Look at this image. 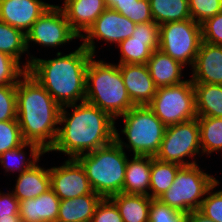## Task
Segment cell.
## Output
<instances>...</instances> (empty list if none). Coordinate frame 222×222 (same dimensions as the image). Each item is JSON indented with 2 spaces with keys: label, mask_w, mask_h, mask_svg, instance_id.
<instances>
[{
  "label": "cell",
  "mask_w": 222,
  "mask_h": 222,
  "mask_svg": "<svg viewBox=\"0 0 222 222\" xmlns=\"http://www.w3.org/2000/svg\"><path fill=\"white\" fill-rule=\"evenodd\" d=\"M197 116L222 118V85L193 83Z\"/></svg>",
  "instance_id": "27"
},
{
  "label": "cell",
  "mask_w": 222,
  "mask_h": 222,
  "mask_svg": "<svg viewBox=\"0 0 222 222\" xmlns=\"http://www.w3.org/2000/svg\"><path fill=\"white\" fill-rule=\"evenodd\" d=\"M202 157L200 129L197 118L166 127L163 140L155 158L181 166L197 164ZM192 159V160H190Z\"/></svg>",
  "instance_id": "8"
},
{
  "label": "cell",
  "mask_w": 222,
  "mask_h": 222,
  "mask_svg": "<svg viewBox=\"0 0 222 222\" xmlns=\"http://www.w3.org/2000/svg\"><path fill=\"white\" fill-rule=\"evenodd\" d=\"M201 42V25L193 19L159 25V50L185 67H193Z\"/></svg>",
  "instance_id": "9"
},
{
  "label": "cell",
  "mask_w": 222,
  "mask_h": 222,
  "mask_svg": "<svg viewBox=\"0 0 222 222\" xmlns=\"http://www.w3.org/2000/svg\"><path fill=\"white\" fill-rule=\"evenodd\" d=\"M190 70L192 83L222 85V46L202 41Z\"/></svg>",
  "instance_id": "17"
},
{
  "label": "cell",
  "mask_w": 222,
  "mask_h": 222,
  "mask_svg": "<svg viewBox=\"0 0 222 222\" xmlns=\"http://www.w3.org/2000/svg\"><path fill=\"white\" fill-rule=\"evenodd\" d=\"M75 39L80 37L71 29L63 10L52 4L26 33V46L29 53L32 43L33 46L56 49Z\"/></svg>",
  "instance_id": "11"
},
{
  "label": "cell",
  "mask_w": 222,
  "mask_h": 222,
  "mask_svg": "<svg viewBox=\"0 0 222 222\" xmlns=\"http://www.w3.org/2000/svg\"><path fill=\"white\" fill-rule=\"evenodd\" d=\"M56 57H35L27 70L61 106L85 101L86 70L93 56L82 44L70 53L56 52Z\"/></svg>",
  "instance_id": "2"
},
{
  "label": "cell",
  "mask_w": 222,
  "mask_h": 222,
  "mask_svg": "<svg viewBox=\"0 0 222 222\" xmlns=\"http://www.w3.org/2000/svg\"><path fill=\"white\" fill-rule=\"evenodd\" d=\"M218 187L214 184L207 191L199 211L215 222H222V189L217 190Z\"/></svg>",
  "instance_id": "36"
},
{
  "label": "cell",
  "mask_w": 222,
  "mask_h": 222,
  "mask_svg": "<svg viewBox=\"0 0 222 222\" xmlns=\"http://www.w3.org/2000/svg\"><path fill=\"white\" fill-rule=\"evenodd\" d=\"M11 215H19V200L12 191L0 190V218H11Z\"/></svg>",
  "instance_id": "40"
},
{
  "label": "cell",
  "mask_w": 222,
  "mask_h": 222,
  "mask_svg": "<svg viewBox=\"0 0 222 222\" xmlns=\"http://www.w3.org/2000/svg\"><path fill=\"white\" fill-rule=\"evenodd\" d=\"M123 118V128H115V140L132 155L153 156L158 153L166 126L148 105L134 106ZM120 132V133H119ZM125 136L126 142L120 136Z\"/></svg>",
  "instance_id": "6"
},
{
  "label": "cell",
  "mask_w": 222,
  "mask_h": 222,
  "mask_svg": "<svg viewBox=\"0 0 222 222\" xmlns=\"http://www.w3.org/2000/svg\"><path fill=\"white\" fill-rule=\"evenodd\" d=\"M149 3L156 24L191 19L188 0H149Z\"/></svg>",
  "instance_id": "28"
},
{
  "label": "cell",
  "mask_w": 222,
  "mask_h": 222,
  "mask_svg": "<svg viewBox=\"0 0 222 222\" xmlns=\"http://www.w3.org/2000/svg\"><path fill=\"white\" fill-rule=\"evenodd\" d=\"M27 70L13 57L0 51V86L17 85Z\"/></svg>",
  "instance_id": "32"
},
{
  "label": "cell",
  "mask_w": 222,
  "mask_h": 222,
  "mask_svg": "<svg viewBox=\"0 0 222 222\" xmlns=\"http://www.w3.org/2000/svg\"><path fill=\"white\" fill-rule=\"evenodd\" d=\"M64 161L60 166L49 168L51 189L60 200L96 194L90 186L81 163L76 158H68Z\"/></svg>",
  "instance_id": "13"
},
{
  "label": "cell",
  "mask_w": 222,
  "mask_h": 222,
  "mask_svg": "<svg viewBox=\"0 0 222 222\" xmlns=\"http://www.w3.org/2000/svg\"><path fill=\"white\" fill-rule=\"evenodd\" d=\"M16 108L23 140L48 152L57 137L62 107L26 73L16 85Z\"/></svg>",
  "instance_id": "3"
},
{
  "label": "cell",
  "mask_w": 222,
  "mask_h": 222,
  "mask_svg": "<svg viewBox=\"0 0 222 222\" xmlns=\"http://www.w3.org/2000/svg\"><path fill=\"white\" fill-rule=\"evenodd\" d=\"M85 101L108 113L115 121L135 106L125 88L118 63L91 57L86 70Z\"/></svg>",
  "instance_id": "4"
},
{
  "label": "cell",
  "mask_w": 222,
  "mask_h": 222,
  "mask_svg": "<svg viewBox=\"0 0 222 222\" xmlns=\"http://www.w3.org/2000/svg\"><path fill=\"white\" fill-rule=\"evenodd\" d=\"M59 7L80 38L107 8L105 0H64Z\"/></svg>",
  "instance_id": "18"
},
{
  "label": "cell",
  "mask_w": 222,
  "mask_h": 222,
  "mask_svg": "<svg viewBox=\"0 0 222 222\" xmlns=\"http://www.w3.org/2000/svg\"><path fill=\"white\" fill-rule=\"evenodd\" d=\"M131 156L126 163L122 193L149 196L151 156Z\"/></svg>",
  "instance_id": "22"
},
{
  "label": "cell",
  "mask_w": 222,
  "mask_h": 222,
  "mask_svg": "<svg viewBox=\"0 0 222 222\" xmlns=\"http://www.w3.org/2000/svg\"><path fill=\"white\" fill-rule=\"evenodd\" d=\"M202 41L222 46V12L201 24Z\"/></svg>",
  "instance_id": "39"
},
{
  "label": "cell",
  "mask_w": 222,
  "mask_h": 222,
  "mask_svg": "<svg viewBox=\"0 0 222 222\" xmlns=\"http://www.w3.org/2000/svg\"><path fill=\"white\" fill-rule=\"evenodd\" d=\"M24 142L17 119L0 121V155Z\"/></svg>",
  "instance_id": "33"
},
{
  "label": "cell",
  "mask_w": 222,
  "mask_h": 222,
  "mask_svg": "<svg viewBox=\"0 0 222 222\" xmlns=\"http://www.w3.org/2000/svg\"><path fill=\"white\" fill-rule=\"evenodd\" d=\"M191 19L200 25L222 12V0H188Z\"/></svg>",
  "instance_id": "34"
},
{
  "label": "cell",
  "mask_w": 222,
  "mask_h": 222,
  "mask_svg": "<svg viewBox=\"0 0 222 222\" xmlns=\"http://www.w3.org/2000/svg\"><path fill=\"white\" fill-rule=\"evenodd\" d=\"M60 198L52 189L36 198L19 201L21 222H56Z\"/></svg>",
  "instance_id": "19"
},
{
  "label": "cell",
  "mask_w": 222,
  "mask_h": 222,
  "mask_svg": "<svg viewBox=\"0 0 222 222\" xmlns=\"http://www.w3.org/2000/svg\"><path fill=\"white\" fill-rule=\"evenodd\" d=\"M135 23L123 16L116 10H106L95 20L93 25L80 38L81 44L93 55L96 56V41H104L109 47L112 44L117 46L123 40L131 37L135 30Z\"/></svg>",
  "instance_id": "12"
},
{
  "label": "cell",
  "mask_w": 222,
  "mask_h": 222,
  "mask_svg": "<svg viewBox=\"0 0 222 222\" xmlns=\"http://www.w3.org/2000/svg\"><path fill=\"white\" fill-rule=\"evenodd\" d=\"M38 164L39 162L16 176L12 193L19 201L36 198L51 189L49 168H44Z\"/></svg>",
  "instance_id": "21"
},
{
  "label": "cell",
  "mask_w": 222,
  "mask_h": 222,
  "mask_svg": "<svg viewBox=\"0 0 222 222\" xmlns=\"http://www.w3.org/2000/svg\"><path fill=\"white\" fill-rule=\"evenodd\" d=\"M101 199L98 194H86L61 200L56 222H91Z\"/></svg>",
  "instance_id": "24"
},
{
  "label": "cell",
  "mask_w": 222,
  "mask_h": 222,
  "mask_svg": "<svg viewBox=\"0 0 222 222\" xmlns=\"http://www.w3.org/2000/svg\"><path fill=\"white\" fill-rule=\"evenodd\" d=\"M182 166L176 163L163 162L151 156L149 196L158 199L173 184L178 170Z\"/></svg>",
  "instance_id": "29"
},
{
  "label": "cell",
  "mask_w": 222,
  "mask_h": 222,
  "mask_svg": "<svg viewBox=\"0 0 222 222\" xmlns=\"http://www.w3.org/2000/svg\"><path fill=\"white\" fill-rule=\"evenodd\" d=\"M17 119L16 85L0 86V121Z\"/></svg>",
  "instance_id": "37"
},
{
  "label": "cell",
  "mask_w": 222,
  "mask_h": 222,
  "mask_svg": "<svg viewBox=\"0 0 222 222\" xmlns=\"http://www.w3.org/2000/svg\"><path fill=\"white\" fill-rule=\"evenodd\" d=\"M202 156H210L222 149V118L197 116Z\"/></svg>",
  "instance_id": "30"
},
{
  "label": "cell",
  "mask_w": 222,
  "mask_h": 222,
  "mask_svg": "<svg viewBox=\"0 0 222 222\" xmlns=\"http://www.w3.org/2000/svg\"><path fill=\"white\" fill-rule=\"evenodd\" d=\"M117 47L118 64H146L153 51L159 49V24L154 21L136 24L131 37Z\"/></svg>",
  "instance_id": "14"
},
{
  "label": "cell",
  "mask_w": 222,
  "mask_h": 222,
  "mask_svg": "<svg viewBox=\"0 0 222 222\" xmlns=\"http://www.w3.org/2000/svg\"><path fill=\"white\" fill-rule=\"evenodd\" d=\"M107 8L116 10L135 24L153 21L149 0H105Z\"/></svg>",
  "instance_id": "31"
},
{
  "label": "cell",
  "mask_w": 222,
  "mask_h": 222,
  "mask_svg": "<svg viewBox=\"0 0 222 222\" xmlns=\"http://www.w3.org/2000/svg\"><path fill=\"white\" fill-rule=\"evenodd\" d=\"M123 222H148L152 198L146 195L119 193L110 197Z\"/></svg>",
  "instance_id": "25"
},
{
  "label": "cell",
  "mask_w": 222,
  "mask_h": 222,
  "mask_svg": "<svg viewBox=\"0 0 222 222\" xmlns=\"http://www.w3.org/2000/svg\"><path fill=\"white\" fill-rule=\"evenodd\" d=\"M27 149L28 152L30 151L28 154ZM46 153L37 143L24 142L17 148L7 150L1 154L0 164L5 170L4 173L17 171L16 173L19 175L40 162L41 156ZM27 155H29V158Z\"/></svg>",
  "instance_id": "23"
},
{
  "label": "cell",
  "mask_w": 222,
  "mask_h": 222,
  "mask_svg": "<svg viewBox=\"0 0 222 222\" xmlns=\"http://www.w3.org/2000/svg\"><path fill=\"white\" fill-rule=\"evenodd\" d=\"M91 222H123V219L115 203L110 198H102Z\"/></svg>",
  "instance_id": "38"
},
{
  "label": "cell",
  "mask_w": 222,
  "mask_h": 222,
  "mask_svg": "<svg viewBox=\"0 0 222 222\" xmlns=\"http://www.w3.org/2000/svg\"><path fill=\"white\" fill-rule=\"evenodd\" d=\"M128 95L135 106L149 105L157 92L146 64H118Z\"/></svg>",
  "instance_id": "16"
},
{
  "label": "cell",
  "mask_w": 222,
  "mask_h": 222,
  "mask_svg": "<svg viewBox=\"0 0 222 222\" xmlns=\"http://www.w3.org/2000/svg\"><path fill=\"white\" fill-rule=\"evenodd\" d=\"M203 170L199 163L182 166L173 181V184L158 199L177 211L189 214L199 210L207 191L220 181Z\"/></svg>",
  "instance_id": "7"
},
{
  "label": "cell",
  "mask_w": 222,
  "mask_h": 222,
  "mask_svg": "<svg viewBox=\"0 0 222 222\" xmlns=\"http://www.w3.org/2000/svg\"><path fill=\"white\" fill-rule=\"evenodd\" d=\"M0 222H21L19 215H11V218H0Z\"/></svg>",
  "instance_id": "42"
},
{
  "label": "cell",
  "mask_w": 222,
  "mask_h": 222,
  "mask_svg": "<svg viewBox=\"0 0 222 222\" xmlns=\"http://www.w3.org/2000/svg\"><path fill=\"white\" fill-rule=\"evenodd\" d=\"M148 106L166 127L197 118L195 90L191 79L157 88Z\"/></svg>",
  "instance_id": "10"
},
{
  "label": "cell",
  "mask_w": 222,
  "mask_h": 222,
  "mask_svg": "<svg viewBox=\"0 0 222 222\" xmlns=\"http://www.w3.org/2000/svg\"><path fill=\"white\" fill-rule=\"evenodd\" d=\"M148 222H187V214L170 208L159 199H152Z\"/></svg>",
  "instance_id": "35"
},
{
  "label": "cell",
  "mask_w": 222,
  "mask_h": 222,
  "mask_svg": "<svg viewBox=\"0 0 222 222\" xmlns=\"http://www.w3.org/2000/svg\"><path fill=\"white\" fill-rule=\"evenodd\" d=\"M116 140L76 159L83 166L92 190L102 198L122 192L128 157Z\"/></svg>",
  "instance_id": "5"
},
{
  "label": "cell",
  "mask_w": 222,
  "mask_h": 222,
  "mask_svg": "<svg viewBox=\"0 0 222 222\" xmlns=\"http://www.w3.org/2000/svg\"><path fill=\"white\" fill-rule=\"evenodd\" d=\"M0 51L16 59L26 70L35 58V55L28 53L26 34L3 21H0ZM25 53L28 60L26 58V62L23 63L21 59Z\"/></svg>",
  "instance_id": "26"
},
{
  "label": "cell",
  "mask_w": 222,
  "mask_h": 222,
  "mask_svg": "<svg viewBox=\"0 0 222 222\" xmlns=\"http://www.w3.org/2000/svg\"><path fill=\"white\" fill-rule=\"evenodd\" d=\"M146 65L157 88L181 84L187 80L182 79V71L186 67L159 49L153 51Z\"/></svg>",
  "instance_id": "20"
},
{
  "label": "cell",
  "mask_w": 222,
  "mask_h": 222,
  "mask_svg": "<svg viewBox=\"0 0 222 222\" xmlns=\"http://www.w3.org/2000/svg\"><path fill=\"white\" fill-rule=\"evenodd\" d=\"M115 124L108 113L86 101L63 106L56 140L47 153L77 158L95 151L115 140Z\"/></svg>",
  "instance_id": "1"
},
{
  "label": "cell",
  "mask_w": 222,
  "mask_h": 222,
  "mask_svg": "<svg viewBox=\"0 0 222 222\" xmlns=\"http://www.w3.org/2000/svg\"><path fill=\"white\" fill-rule=\"evenodd\" d=\"M51 5L42 0H0V21L26 34Z\"/></svg>",
  "instance_id": "15"
},
{
  "label": "cell",
  "mask_w": 222,
  "mask_h": 222,
  "mask_svg": "<svg viewBox=\"0 0 222 222\" xmlns=\"http://www.w3.org/2000/svg\"><path fill=\"white\" fill-rule=\"evenodd\" d=\"M187 222H215L210 218H207L203 213L199 210L191 211L187 215Z\"/></svg>",
  "instance_id": "41"
}]
</instances>
